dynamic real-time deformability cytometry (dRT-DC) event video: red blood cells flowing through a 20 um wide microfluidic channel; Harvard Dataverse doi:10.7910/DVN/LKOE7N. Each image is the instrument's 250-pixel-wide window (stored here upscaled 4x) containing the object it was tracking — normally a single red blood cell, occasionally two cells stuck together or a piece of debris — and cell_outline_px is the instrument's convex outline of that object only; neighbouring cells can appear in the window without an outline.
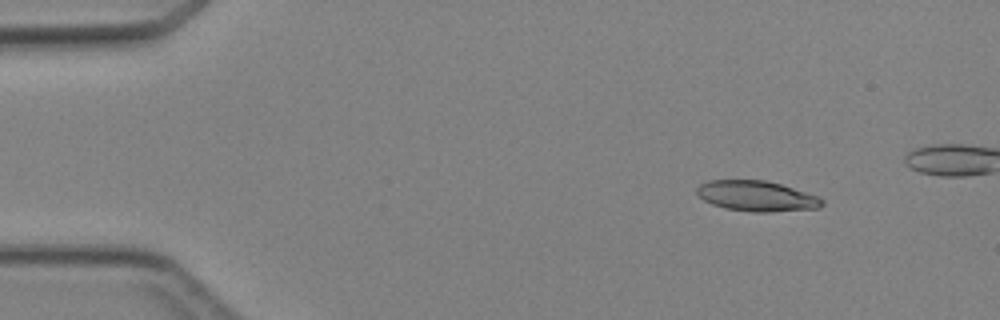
{"species": "Egyptian fruit bat (a non-hibernating species)", "species_latin": "Rousettus aegyptiacus", "temperature_condition": "cold", "stored_images_in_passage": 5, "camera_frame_rate_fps": 3000, "um_per_image_px": 0.085, "animal": {"sex": "female"}, "frame": {"image": 1, "passage_image": 2, "time_ms": 1.0, "image_size_px": [1000, 320], "cell_outline_px": [[824, 204], [820, 208], [768, 212], [752, 212], [724, 208], [712, 204], [696, 196], [696, 188], [700, 184], [708, 180], [764, 180], [780, 184], [820, 196], [824, 200]], "centroid_in_image_um": [64.31, 16.67], "position_along_channel_um": 20.7, "area_um2": 22.43}}